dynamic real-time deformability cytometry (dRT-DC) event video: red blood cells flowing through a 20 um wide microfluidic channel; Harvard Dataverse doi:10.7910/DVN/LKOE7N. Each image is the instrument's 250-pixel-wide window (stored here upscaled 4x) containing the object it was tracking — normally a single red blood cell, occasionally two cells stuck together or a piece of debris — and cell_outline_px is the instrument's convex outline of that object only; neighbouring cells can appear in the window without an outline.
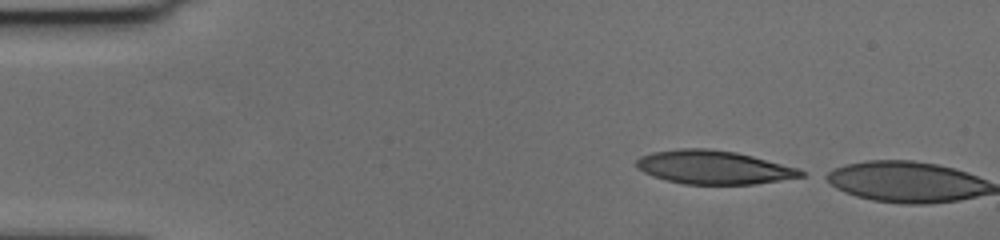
{"species": "human", "species_latin": "Homo sapiens", "temperature_condition": "cold", "stored_images_in_passage": 2, "camera_frame_rate_fps": 3000, "um_per_image_px": 0.085, "donor": {"sex": "female"}, "frame": {"image": 1, "passage_image": 1, "time_ms": 0.0, "image_size_px": [1000, 240], "cell_outline_px": [[804, 176], [756, 184], [684, 184], [664, 180], [652, 176], [636, 168], [636, 160], [640, 156], [652, 152], [676, 148], [708, 148], [736, 152], [800, 168], [804, 172]], "centroid_in_image_um": [60.63, 14.21], "position_along_channel_um": 24.4, "area_um2": 32.37}}